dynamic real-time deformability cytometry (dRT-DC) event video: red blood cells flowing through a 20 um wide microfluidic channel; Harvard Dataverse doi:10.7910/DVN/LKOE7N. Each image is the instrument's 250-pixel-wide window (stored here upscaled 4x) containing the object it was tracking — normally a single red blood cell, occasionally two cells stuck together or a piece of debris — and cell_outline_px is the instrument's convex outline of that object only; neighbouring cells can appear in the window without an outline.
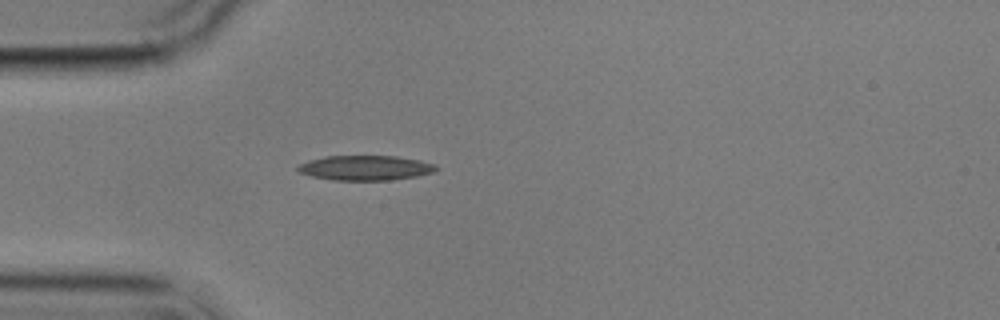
{"species": "common noctule bat (a hibernating species)", "species_latin": "Nyctalus noctula", "temperature_condition": "cold", "stored_images_in_passage": 1, "camera_frame_rate_fps": 3000, "um_per_image_px": 0.085, "animal": {"sex": "male", "body_mass_g": 17.9}, "frame": {"image": 1, "passage_image": 1, "time_ms": 0.0, "image_size_px": [1000, 320], "cell_outline_px": [[440, 168], [432, 172], [416, 176], [392, 180], [332, 180], [312, 176], [296, 172], [296, 168], [300, 164], [308, 160], [324, 156], [396, 156], [420, 160], [436, 164]], "centroid_in_image_um": [31.04, 14.26], "position_along_channel_um": 54.0, "area_um2": 20.17}}